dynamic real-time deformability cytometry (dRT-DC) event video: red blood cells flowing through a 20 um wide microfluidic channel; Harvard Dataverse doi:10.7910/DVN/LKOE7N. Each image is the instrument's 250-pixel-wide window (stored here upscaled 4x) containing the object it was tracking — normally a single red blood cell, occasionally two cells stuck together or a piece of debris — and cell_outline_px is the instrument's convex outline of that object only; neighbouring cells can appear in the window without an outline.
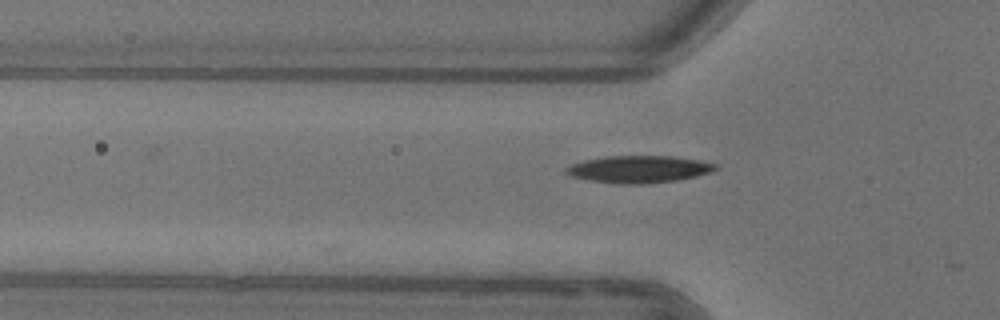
{"species": "common noctule bat (a hibernating species)", "species_latin": "Nyctalus noctula", "temperature_condition": "warm", "stored_images_in_passage": 3, "camera_frame_rate_fps": 3000, "um_per_image_px": 0.085, "animal": {"sex": "female"}, "frame": {"image": 1, "passage_image": 3, "time_ms": 0.667, "image_size_px": [1000, 320], "cell_outline_px": [[716, 168], [712, 172], [696, 176], [676, 180], [640, 184], [620, 184], [592, 180], [572, 176], [564, 172], [564, 168], [572, 164], [584, 160], [604, 156], [672, 156], [696, 160], [716, 164]], "centroid_in_image_um": [54.27, 14.38], "position_along_channel_um": 71.5, "area_um2": 23.35}}